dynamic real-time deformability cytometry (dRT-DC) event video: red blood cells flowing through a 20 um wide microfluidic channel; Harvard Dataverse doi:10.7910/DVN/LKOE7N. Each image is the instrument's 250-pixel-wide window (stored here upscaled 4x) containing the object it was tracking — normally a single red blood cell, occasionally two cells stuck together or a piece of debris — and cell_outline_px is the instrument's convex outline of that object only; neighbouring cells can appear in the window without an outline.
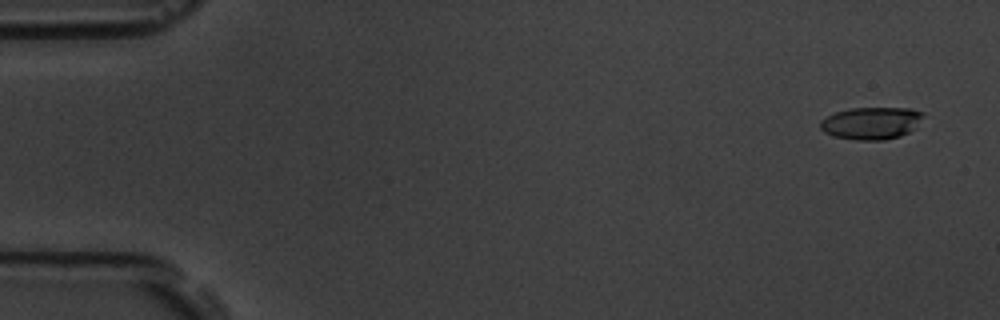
{"species": "common noctule bat (a hibernating species)", "species_latin": "Nyctalus noctula", "temperature_condition": "room temperature", "stored_images_in_passage": 9, "camera_frame_rate_fps": 3000, "um_per_image_px": 0.085, "animal": {"sex": "male", "body_mass_g": 19.5, "forearm_length_mm": 54.6}, "frame": {"image": 1, "passage_image": 1, "time_ms": 0.0, "image_size_px": [1000, 320], "cell_outline_px": [[924, 116], [908, 132], [900, 136], [884, 140], [856, 140], [832, 136], [824, 132], [820, 128], [820, 120], [836, 112], [852, 108], [912, 108], [924, 112]], "centroid_in_image_um": [74.04, 10.46], "position_along_channel_um": 11.0, "area_um2": 19.31}}
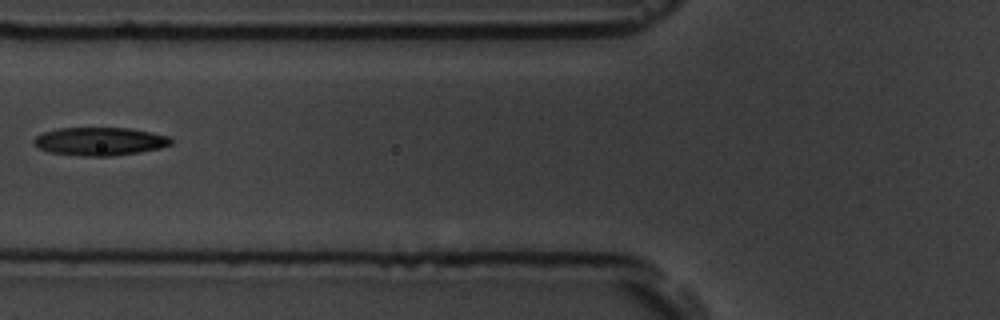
{"frame": {"image": 2, "passage_image": 6, "time_ms": 6.667, "image_size_px": [1000, 320], "cell_outline_px": [[172, 144], [160, 148], [140, 152], [108, 156], [84, 156], [48, 152], [36, 148], [32, 144], [32, 140], [36, 136], [44, 132], [56, 128], [128, 128], [168, 136], [172, 140]], "centroid_in_image_um": [8.41, 12.02], "position_along_channel_um": 117.4, "area_um2": 22.54}}
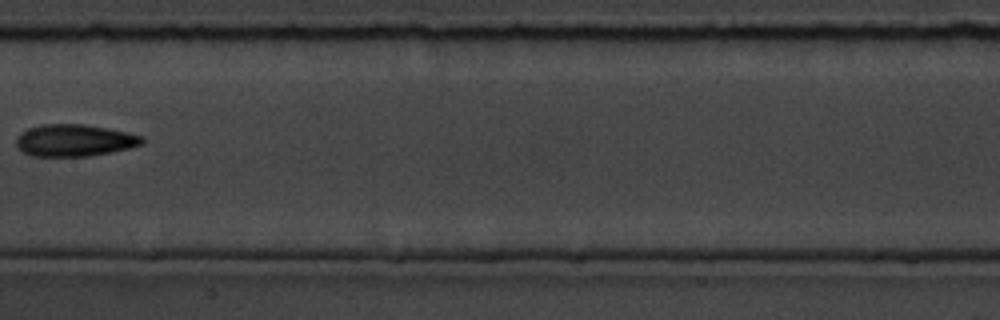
{"frame": {"image": 3, "passage_image": 8, "time_ms": 9.0, "image_size_px": [1000, 320], "cell_outline_px": [[144, 140], [140, 144], [128, 148], [112, 152], [88, 156], [32, 156], [24, 152], [16, 144], [16, 136], [20, 132], [28, 128], [40, 124], [84, 124], [108, 128], [128, 132], [144, 136]], "centroid_in_image_um": [6.31, 11.92], "position_along_channel_um": 201.1, "area_um2": 23.52}}